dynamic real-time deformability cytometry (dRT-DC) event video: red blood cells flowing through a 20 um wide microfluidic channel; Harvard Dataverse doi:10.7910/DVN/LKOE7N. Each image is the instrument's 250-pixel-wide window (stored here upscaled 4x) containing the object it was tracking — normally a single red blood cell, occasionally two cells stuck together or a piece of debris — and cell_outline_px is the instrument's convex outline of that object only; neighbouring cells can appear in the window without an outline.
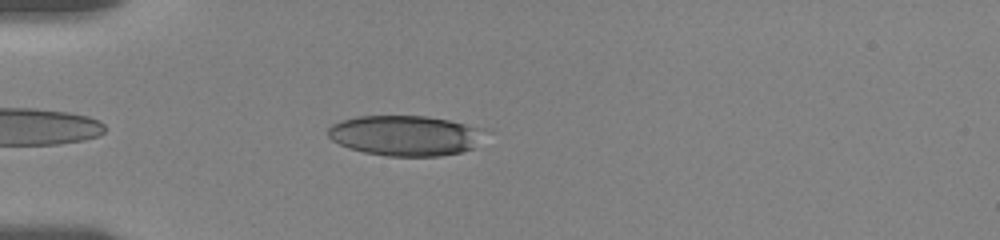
{"species": "human", "species_latin": "Homo sapiens", "temperature_condition": "room temperature", "stored_images_in_passage": 41, "camera_frame_rate_fps": 3000, "um_per_image_px": 0.085, "donor": {"sex": "female"}, "frame": {"image": 1, "passage_image": 5, "time_ms": 1.333, "image_size_px": [1000, 240], "cell_outline_px": [[484, 128], [472, 148], [460, 152], [440, 156], [388, 156], [364, 152], [348, 148], [332, 140], [328, 136], [328, 128], [332, 124], [340, 120], [356, 116], [428, 116], [448, 120]], "centroid_in_image_um": [34.37, 11.51], "position_along_channel_um": 50.6, "area_um2": 36.53}}
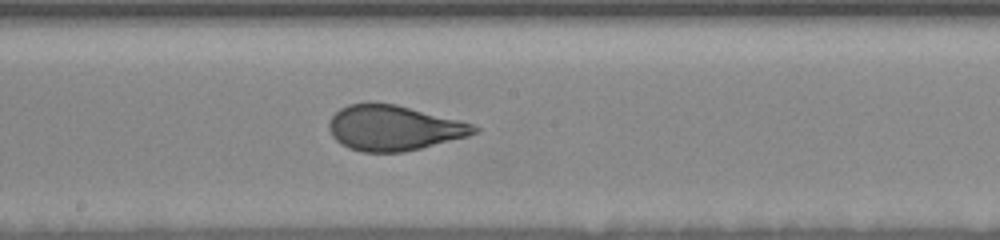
{"frame": {"image": 2, "passage_image": 20, "time_ms": 6.333, "image_size_px": [1000, 240], "cell_outline_px": [[480, 128], [476, 132], [468, 136], [404, 152], [364, 152], [348, 148], [340, 144], [332, 136], [328, 128], [328, 124], [332, 116], [340, 108], [348, 104], [368, 100], [396, 104], [460, 120], [472, 124]], "centroid_in_image_um": [33.42, 10.85], "position_along_channel_um": 214.8, "area_um2": 38.61}}
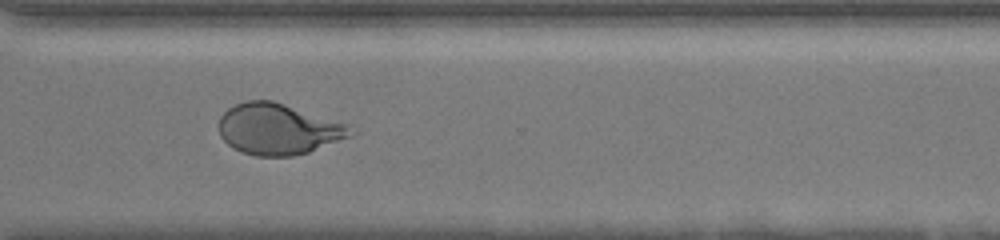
{"frame": {"image": 3, "passage_image": 31, "time_ms": 10.0, "image_size_px": [1000, 240], "cell_outline_px": [[360, 132], [352, 136], [308, 152], [292, 156], [256, 156], [240, 152], [232, 148], [220, 136], [220, 116], [228, 108], [236, 104], [248, 100], [272, 100], [348, 124]], "centroid_in_image_um": [23.68, 10.98], "position_along_channel_um": 346.9, "area_um2": 39.3}, "authors_computed_cell_mechanics": {"area_um2": 38.5526, "velocity_mm_per_s": 3.6147, "shape_relaxation_time_tau1_ms": 4.8058, "shape_relaxation_time_tau2_ms": null, "deformation_change_tau1": 0.1875, "deformation_change_tau2": null}}